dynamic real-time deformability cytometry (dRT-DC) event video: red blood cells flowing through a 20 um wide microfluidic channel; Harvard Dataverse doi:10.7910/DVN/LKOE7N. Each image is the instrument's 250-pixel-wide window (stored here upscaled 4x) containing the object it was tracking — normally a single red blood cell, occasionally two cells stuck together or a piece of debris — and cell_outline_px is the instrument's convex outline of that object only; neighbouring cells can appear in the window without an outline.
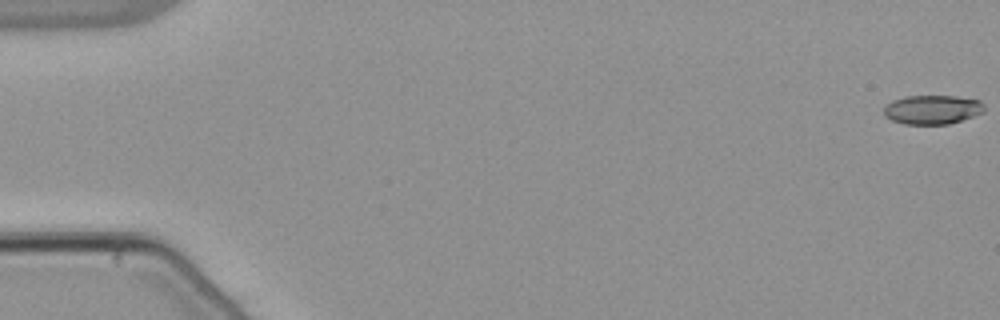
{"species": "common noctule bat (a hibernating species)", "species_latin": "Nyctalus noctula", "temperature_condition": "warm", "stored_images_in_passage": 55, "camera_frame_rate_fps": 3000, "um_per_image_px": 0.085, "animal": {"sex": "male", "body_mass_g": 21.5, "forearm_length_mm": 52.0}, "frame": {"image": 1, "passage_image": 1, "time_ms": 0.0, "image_size_px": [1000, 320], "cell_outline_px": [[984, 112], [948, 124], [904, 124], [892, 120], [884, 116], [884, 104], [892, 100], [904, 96], [956, 96], [980, 100], [984, 104]], "centroid_in_image_um": [79.21, 9.3], "position_along_channel_um": 5.8, "area_um2": 17.11}}
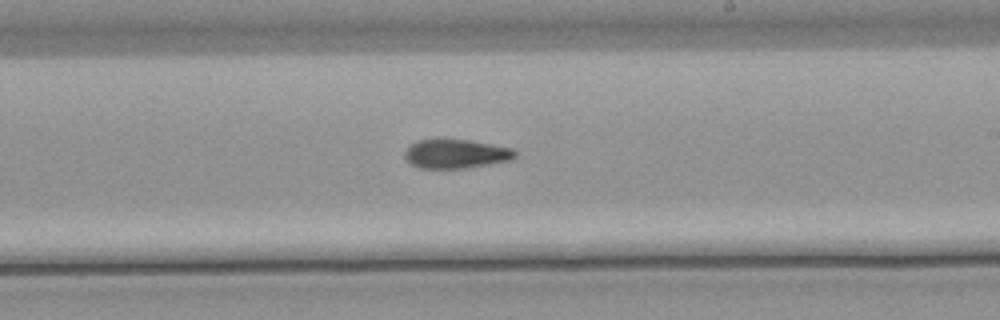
{"frame": {"image": 2, "passage_image": 33, "time_ms": 10.667, "image_size_px": [1000, 320], "cell_outline_px": [[516, 156], [512, 160], [464, 168], [420, 168], [412, 164], [404, 156], [404, 152], [408, 144], [416, 140], [436, 136], [468, 140], [512, 148], [516, 152]], "centroid_in_image_um": [38.68, 13.02], "position_along_channel_um": 250.3, "area_um2": 19.25}}
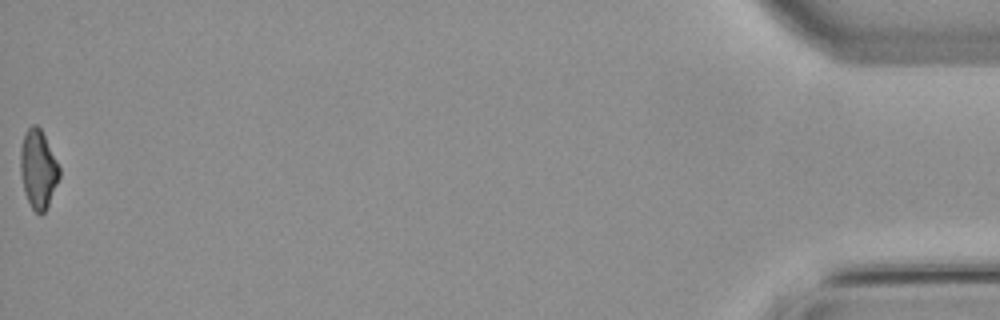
{"frame": {"image": 3, "passage_image": 55, "time_ms": 18.0, "image_size_px": [1000, 320], "cell_outline_px": [[60, 176], [48, 204], [44, 212], [40, 216], [32, 208], [24, 192], [20, 176], [20, 148], [24, 132], [32, 124], [36, 124], [40, 128], [60, 168]], "centroid_in_image_um": [3.22, 14.37], "position_along_channel_um": 432.0, "area_um2": 17.74}, "authors_computed_cell_mechanics": {"area_um2": 18.7272, "velocity_mm_per_s": 3.8421, "shape_relaxation_time_tau1_ms": 8.1578, "shape_relaxation_time_tau2_ms": 3.1847, "deformation_change_tau1": 0.2092, "deformation_change_tau2": 0.106}}